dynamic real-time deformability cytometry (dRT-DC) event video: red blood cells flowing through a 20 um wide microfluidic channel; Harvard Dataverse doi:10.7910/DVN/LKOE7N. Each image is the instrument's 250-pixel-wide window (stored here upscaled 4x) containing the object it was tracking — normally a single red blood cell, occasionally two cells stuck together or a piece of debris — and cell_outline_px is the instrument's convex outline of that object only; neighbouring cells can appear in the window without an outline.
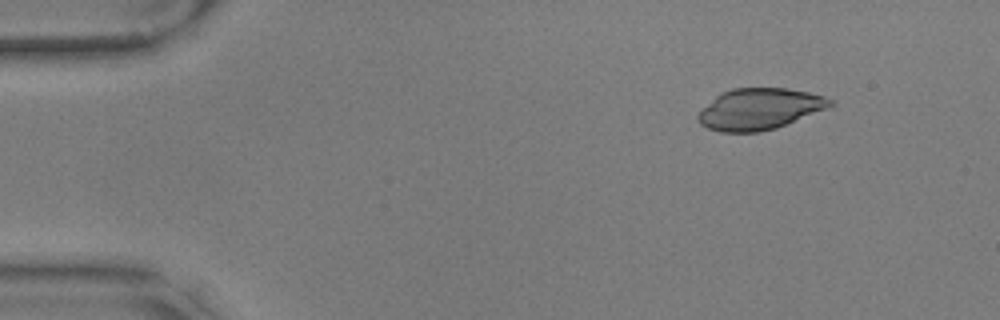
{"species": "common noctule bat (a hibernating species)", "species_latin": "Nyctalus noctula", "temperature_condition": "warm", "stored_images_in_passage": 12, "camera_frame_rate_fps": 3000, "um_per_image_px": 0.085, "animal": {"sex": "male", "body_mass_g": 17.9, "forearm_length_mm": 54.2}, "frame": {"image": 1, "passage_image": 7, "time_ms": 2.0, "image_size_px": [1000, 320], "cell_outline_px": [[836, 104], [832, 108], [776, 128], [760, 132], [720, 132], [708, 128], [700, 124], [696, 116], [720, 92], [732, 88], [784, 88], [808, 92], [824, 96], [836, 100]], "centroid_in_image_um": [64.64, 9.27], "position_along_channel_um": 20.4, "area_um2": 32.14}}